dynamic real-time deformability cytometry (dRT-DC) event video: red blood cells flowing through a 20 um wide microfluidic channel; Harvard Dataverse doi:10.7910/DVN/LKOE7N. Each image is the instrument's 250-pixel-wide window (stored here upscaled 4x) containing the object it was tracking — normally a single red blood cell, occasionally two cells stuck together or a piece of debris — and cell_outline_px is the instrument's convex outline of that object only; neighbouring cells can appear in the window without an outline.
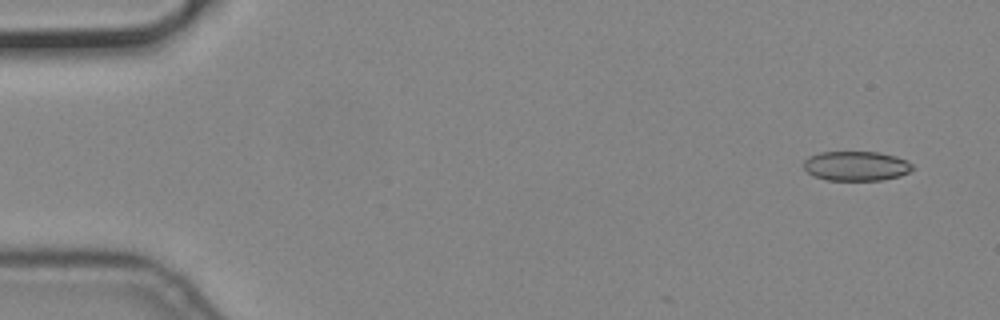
{"species": "common noctule bat (a hibernating species)", "species_latin": "Nyctalus noctula", "temperature_condition": "cold", "stored_images_in_passage": 43, "camera_frame_rate_fps": 3000, "um_per_image_px": 0.085, "animal": {"sex": "male", "body_mass_g": 19.2, "forearm_length_mm": 51.8}, "frame": {"image": 1, "passage_image": 1, "time_ms": 0.0, "image_size_px": [1000, 320], "cell_outline_px": [[916, 168], [900, 176], [880, 180], [828, 180], [812, 176], [804, 168], [804, 160], [808, 156], [820, 152], [880, 152], [896, 156], [908, 160]], "centroid_in_image_um": [72.79, 14.1], "position_along_channel_um": 12.2, "area_um2": 18.96}}
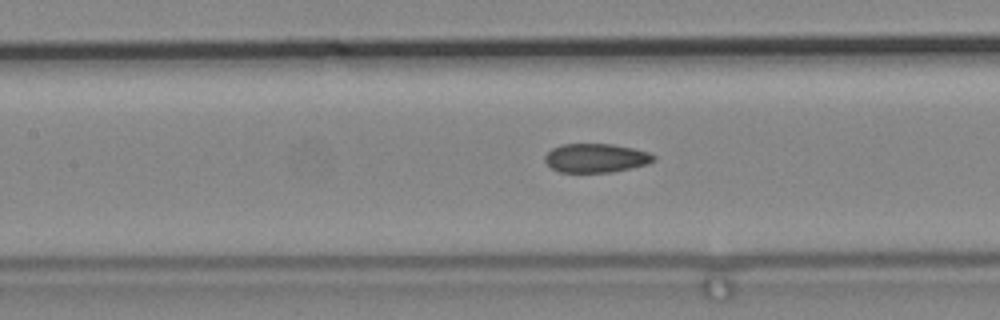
{"frame": {"image": 2, "passage_image": 23, "time_ms": 7.333, "image_size_px": [1000, 320], "cell_outline_px": [[656, 160], [648, 164], [612, 172], [560, 172], [552, 168], [544, 160], [544, 156], [552, 148], [560, 144], [612, 144], [632, 148], [648, 152], [656, 156]], "centroid_in_image_um": [50.65, 13.43], "position_along_channel_um": 156.7, "area_um2": 18.32}}
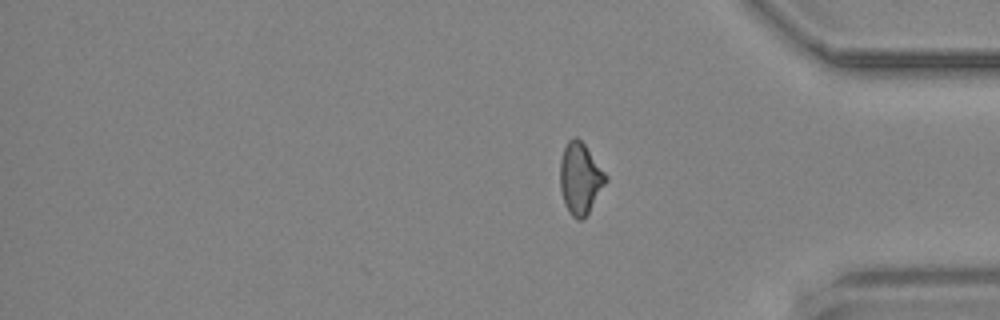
{"frame": {"image": 3, "passage_image": 43, "time_ms": 14.0, "image_size_px": [1000, 320], "cell_outline_px": [[608, 180], [588, 212], [580, 220], [576, 220], [568, 212], [564, 204], [560, 188], [560, 160], [564, 148], [568, 140], [572, 136], [576, 136], [584, 144], [608, 176]], "centroid_in_image_um": [49.3, 15.16], "position_along_channel_um": 385.9, "area_um2": 18.96}}